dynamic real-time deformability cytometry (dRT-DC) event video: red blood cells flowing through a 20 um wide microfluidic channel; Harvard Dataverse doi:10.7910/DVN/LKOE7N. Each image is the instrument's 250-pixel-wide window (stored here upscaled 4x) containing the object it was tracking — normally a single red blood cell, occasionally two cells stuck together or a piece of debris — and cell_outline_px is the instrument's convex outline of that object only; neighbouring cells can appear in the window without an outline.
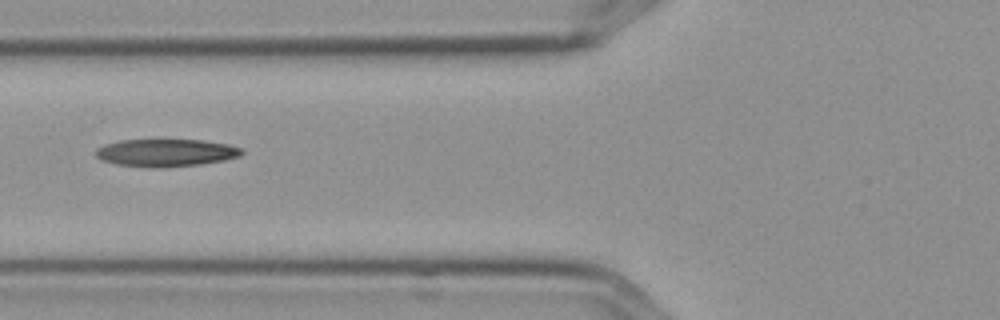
{"species": "Egyptian fruit bat (a non-hibernating species)", "species_latin": "Rousettus aegyptiacus", "temperature_condition": "cold", "stored_images_in_passage": 3, "camera_frame_rate_fps": 3000, "um_per_image_px": 0.085, "frame": {"image": 1, "passage_image": 3, "time_ms": 0.667, "image_size_px": [1000, 320], "cell_outline_px": [[244, 152], [240, 156], [224, 160], [200, 164], [164, 168], [152, 168], [116, 164], [100, 160], [96, 156], [96, 148], [104, 144], [120, 140], [152, 136], [204, 140], [228, 144], [244, 148]], "centroid_in_image_um": [14.08, 12.93], "position_along_channel_um": 111.7, "area_um2": 24.91}}